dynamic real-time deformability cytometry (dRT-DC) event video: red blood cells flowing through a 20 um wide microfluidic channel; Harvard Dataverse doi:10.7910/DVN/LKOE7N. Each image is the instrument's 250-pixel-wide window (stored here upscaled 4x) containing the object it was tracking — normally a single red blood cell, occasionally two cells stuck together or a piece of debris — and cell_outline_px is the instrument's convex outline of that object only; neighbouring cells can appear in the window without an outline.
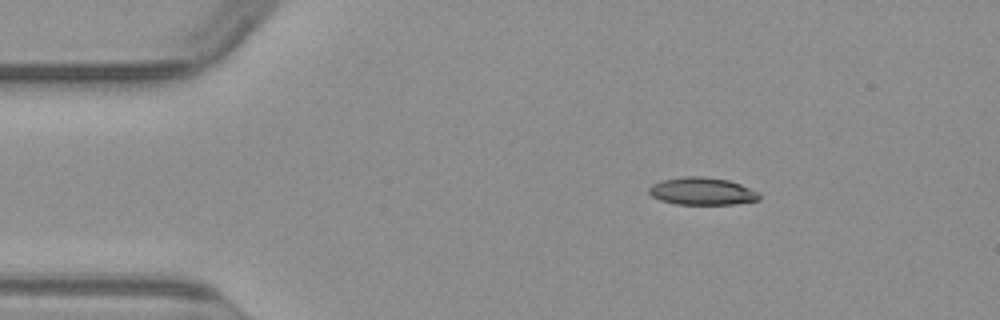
{"species": "common noctule bat (a hibernating species)", "species_latin": "Nyctalus noctula", "temperature_condition": "warm", "stored_images_in_passage": 43, "camera_frame_rate_fps": 3000, "um_per_image_px": 0.085, "animal": {"sex": "male", "body_mass_g": 23.1, "forearm_length_mm": 52.7}, "frame": {"image": 1, "passage_image": 1, "time_ms": 0.0, "image_size_px": [1000, 320], "cell_outline_px": [[760, 200], [732, 204], [676, 204], [660, 200], [652, 196], [648, 192], [648, 188], [652, 184], [660, 180], [684, 176], [704, 176], [728, 180], [740, 184], [760, 192]], "centroid_in_image_um": [59.67, 16.24], "position_along_channel_um": 25.3, "area_um2": 17.8}}
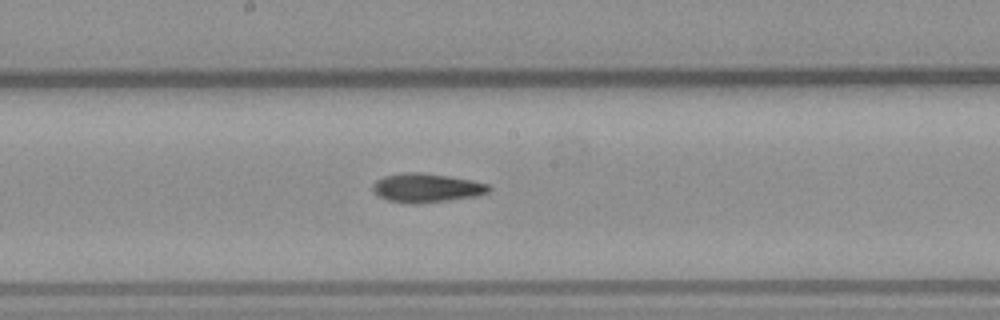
{"frame": {"image": 2, "passage_image": 19, "time_ms": 6.0, "image_size_px": [1000, 320], "cell_outline_px": [[492, 188], [488, 192], [476, 196], [448, 200], [412, 204], [388, 200], [380, 196], [372, 188], [372, 184], [376, 180], [384, 176], [404, 172], [420, 172], [448, 176], [472, 180], [488, 184]], "centroid_in_image_um": [36.26, 15.96], "position_along_channel_um": 211.9, "area_um2": 19.42}}
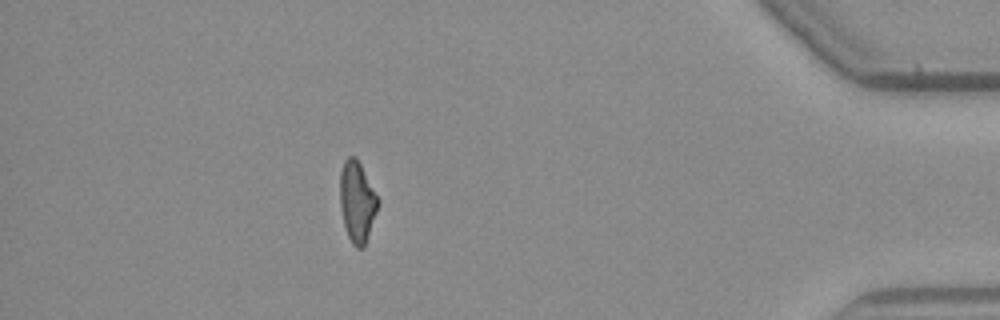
{"frame": {"image": 3, "passage_image": 37, "time_ms": 12.0, "image_size_px": [1000, 320], "cell_outline_px": [[380, 200], [364, 248], [356, 248], [352, 244], [348, 236], [344, 224], [340, 208], [340, 172], [344, 160], [348, 156], [356, 156]], "centroid_in_image_um": [30.35, 17.13], "position_along_channel_um": 404.9, "area_um2": 17.92}}